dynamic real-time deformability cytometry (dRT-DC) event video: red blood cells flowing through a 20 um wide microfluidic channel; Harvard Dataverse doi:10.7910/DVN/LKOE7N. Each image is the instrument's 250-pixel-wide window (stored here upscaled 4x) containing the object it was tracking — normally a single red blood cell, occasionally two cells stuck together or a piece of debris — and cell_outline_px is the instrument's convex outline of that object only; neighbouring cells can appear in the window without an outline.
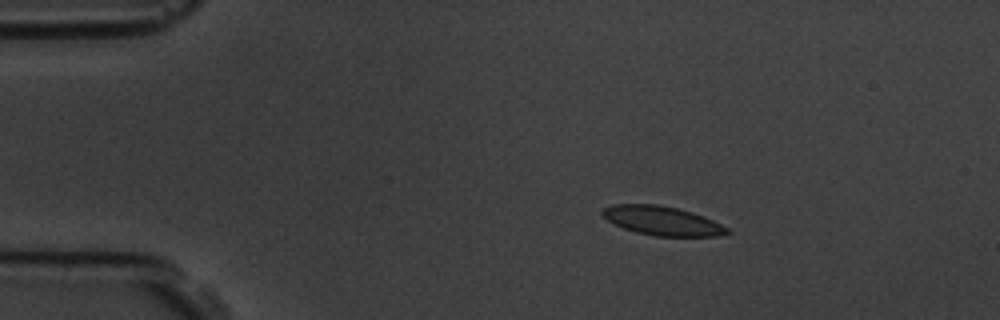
{"species": "common noctule bat (a hibernating species)", "species_latin": "Nyctalus noctula", "temperature_condition": "room temperature", "stored_images_in_passage": 4, "camera_frame_rate_fps": 3000, "um_per_image_px": 0.085, "animal": {"sex": "male", "body_mass_g": 19.5, "forearm_length_mm": 54.6}, "frame": {"image": 1, "passage_image": 1, "time_ms": 0.0, "image_size_px": [1000, 320], "cell_outline_px": [[732, 232], [716, 236], [656, 236], [636, 232], [624, 228], [600, 216], [600, 212], [604, 208], [612, 204], [656, 204], [676, 208], [692, 212], [704, 216], [728, 228]], "centroid_in_image_um": [56.26, 18.76], "position_along_channel_um": 28.7, "area_um2": 21.04}}
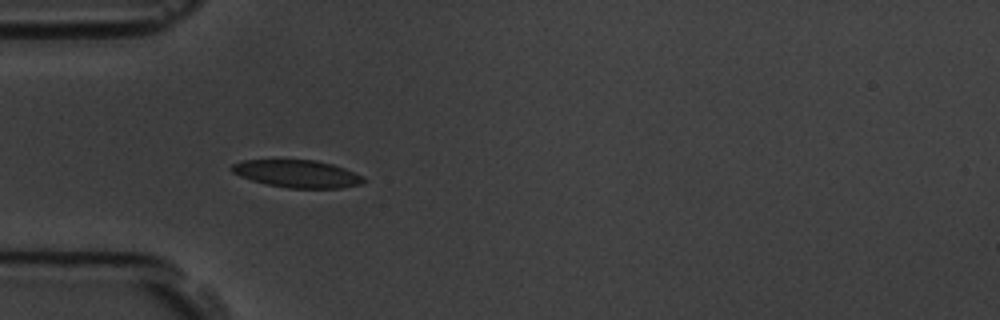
{"frame": {"image": 2, "passage_image": 3, "time_ms": 2.333, "image_size_px": [1000, 320], "cell_outline_px": [[364, 184], [340, 188], [288, 188], [268, 184], [252, 180], [240, 176], [232, 172], [228, 168], [232, 164], [240, 160], [316, 160], [332, 164], [344, 168], [364, 176]], "centroid_in_image_um": [25.26, 14.77], "position_along_channel_um": 59.7, "area_um2": 21.21}}
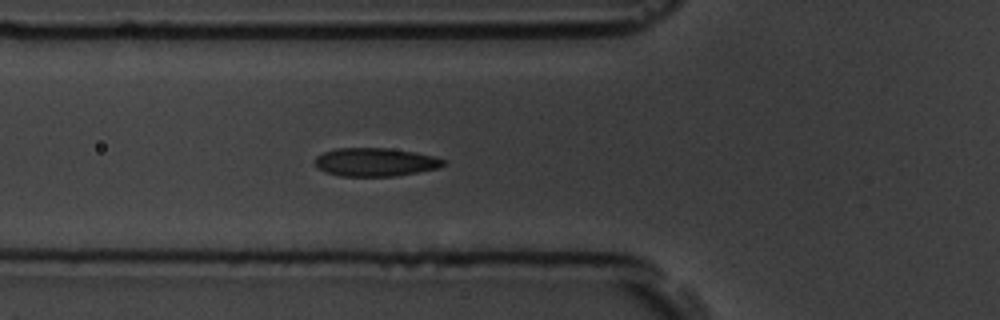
{"frame": {"image": 3, "passage_image": 4, "time_ms": 3.333, "image_size_px": [1000, 320], "cell_outline_px": [[448, 164], [440, 168], [396, 176], [340, 176], [324, 172], [316, 168], [312, 160], [316, 156], [324, 152], [336, 148], [388, 148], [416, 152], [448, 160]], "centroid_in_image_um": [31.9, 13.78], "position_along_channel_um": 93.9, "area_um2": 21.68}}